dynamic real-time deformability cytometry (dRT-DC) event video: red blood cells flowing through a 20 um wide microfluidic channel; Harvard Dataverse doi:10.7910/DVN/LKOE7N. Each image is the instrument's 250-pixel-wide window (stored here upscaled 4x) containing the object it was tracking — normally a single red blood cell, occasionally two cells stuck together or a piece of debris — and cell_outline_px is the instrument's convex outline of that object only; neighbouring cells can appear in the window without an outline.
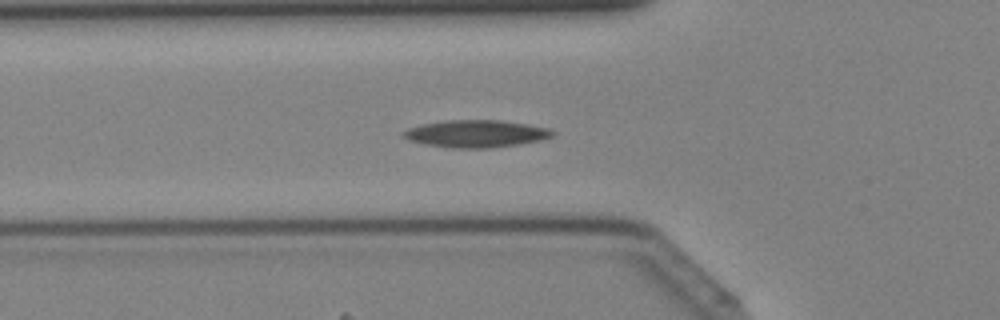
{"species": "Egyptian fruit bat (a non-hibernating species)", "species_latin": "Rousettus aegyptiacus", "temperature_condition": "cold", "stored_images_in_passage": 34, "camera_frame_rate_fps": 3000, "um_per_image_px": 0.085, "animal": {"sex": "female"}, "frame": {"image": 1, "passage_image": 15, "time_ms": 4.667, "image_size_px": [1000, 320], "cell_outline_px": [[556, 132], [552, 136], [540, 140], [492, 148], [452, 148], [424, 144], [408, 140], [400, 136], [400, 132], [408, 128], [424, 124], [444, 120], [500, 120], [528, 124], [548, 128]], "centroid_in_image_um": [40.41, 11.36], "position_along_channel_um": 85.4, "area_um2": 23.81}}
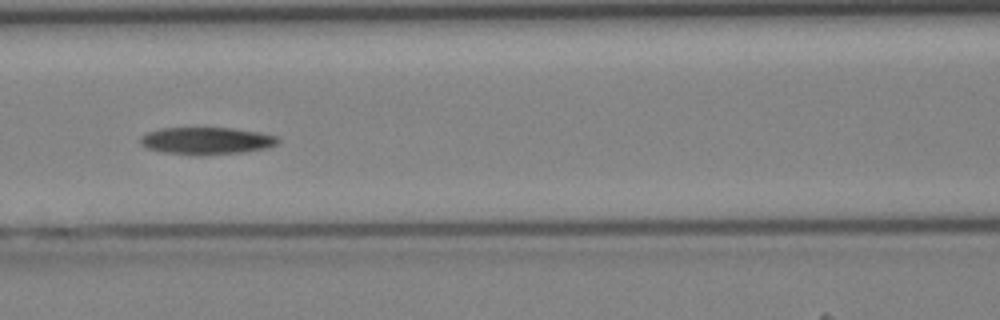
{"frame": {"image": 2, "passage_image": 19, "time_ms": 6.0, "image_size_px": [1000, 320], "cell_outline_px": [[280, 140], [276, 144], [264, 148], [244, 152], [164, 152], [148, 148], [140, 144], [140, 136], [148, 132], [160, 128], [232, 128], [260, 132], [280, 136]], "centroid_in_image_um": [17.58, 11.91], "position_along_channel_um": 149.0, "area_um2": 20.81}}
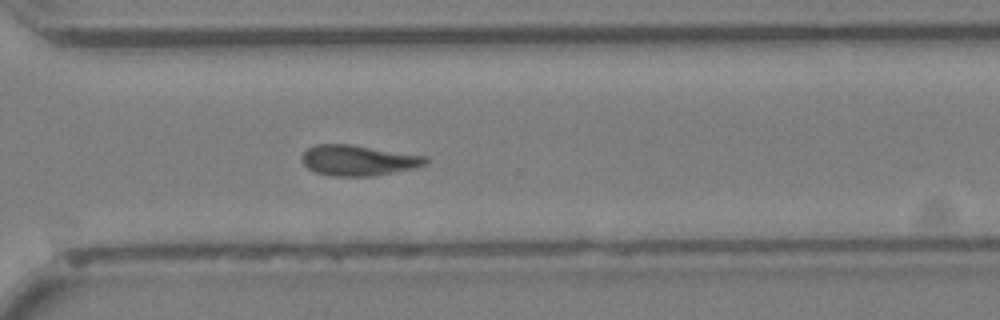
{"frame": {"image": 3, "passage_image": 31, "time_ms": 10.0, "image_size_px": [1000, 320], "cell_outline_px": [[428, 164], [416, 168], [376, 176], [332, 176], [316, 172], [308, 168], [300, 160], [300, 156], [308, 148], [316, 144], [352, 144], [424, 156], [428, 160]], "centroid_in_image_um": [30.45, 13.63], "position_along_channel_um": 340.2, "area_um2": 22.2}}